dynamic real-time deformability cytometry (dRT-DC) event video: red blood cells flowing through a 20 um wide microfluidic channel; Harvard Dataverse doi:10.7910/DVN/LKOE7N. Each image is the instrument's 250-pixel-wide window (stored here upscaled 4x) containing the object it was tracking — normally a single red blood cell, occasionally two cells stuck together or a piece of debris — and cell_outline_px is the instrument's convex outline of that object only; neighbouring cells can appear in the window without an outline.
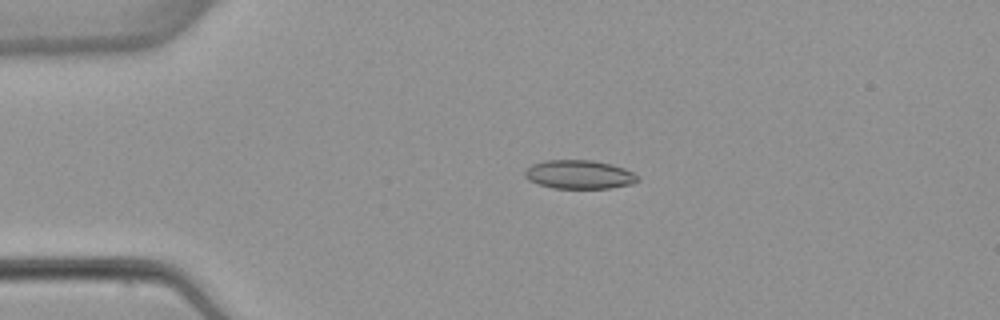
{"species": "common noctule bat (a hibernating species)", "species_latin": "Nyctalus noctula", "temperature_condition": "warm", "stored_images_in_passage": 4, "camera_frame_rate_fps": 3000, "um_per_image_px": 0.085, "animal": {"sex": "female", "body_mass_g": 22.7, "forearm_length_mm": 54.2}, "frame": {"image": 1, "passage_image": 3, "time_ms": 2.667, "image_size_px": [1000, 320], "cell_outline_px": [[640, 180], [632, 184], [608, 188], [552, 188], [528, 180], [524, 176], [524, 168], [532, 164], [544, 160], [592, 160], [612, 164], [624, 168], [632, 172]], "centroid_in_image_um": [49.2, 14.82], "position_along_channel_um": 35.8, "area_um2": 18.96}}
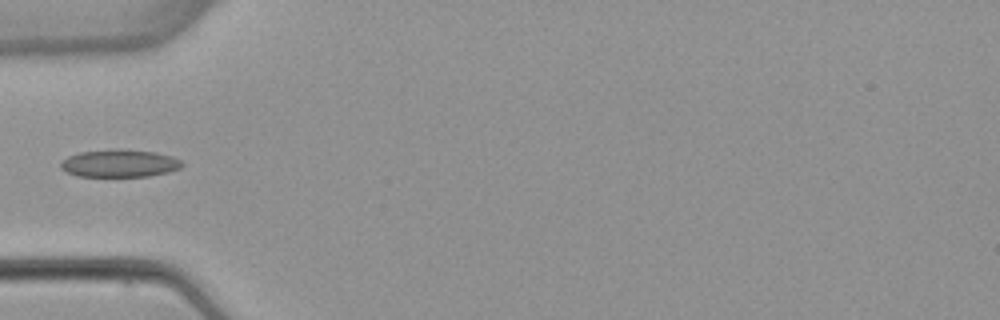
{"frame": {"image": 2, "passage_image": 4, "time_ms": 4.667, "image_size_px": [1000, 320], "cell_outline_px": [[184, 164], [180, 168], [168, 172], [148, 176], [76, 176], [60, 168], [60, 164], [68, 156], [80, 152], [156, 152], [172, 156], [180, 160]], "centroid_in_image_um": [10.18, 13.94], "position_along_channel_um": 74.8, "area_um2": 18.44}}